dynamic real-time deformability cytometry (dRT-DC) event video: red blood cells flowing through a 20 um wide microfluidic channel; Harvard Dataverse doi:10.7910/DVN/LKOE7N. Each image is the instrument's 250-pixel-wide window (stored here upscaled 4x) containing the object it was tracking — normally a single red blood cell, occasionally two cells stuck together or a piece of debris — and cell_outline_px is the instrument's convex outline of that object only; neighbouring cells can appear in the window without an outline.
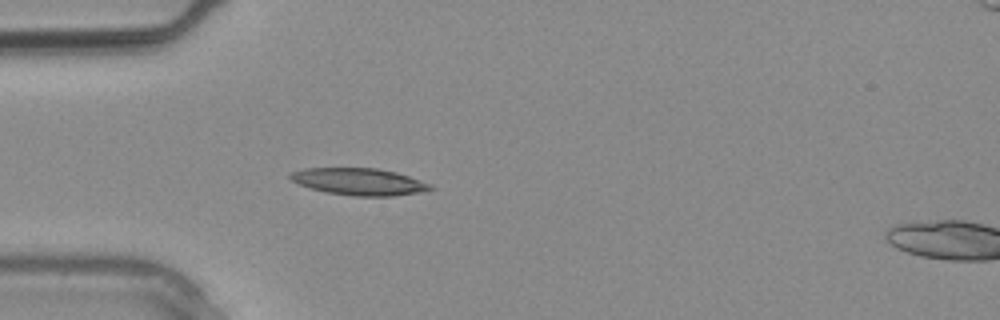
{"species": "common noctule bat (a hibernating species)", "species_latin": "Nyctalus noctula", "temperature_condition": "warm", "stored_images_in_passage": 3, "camera_frame_rate_fps": 3000, "um_per_image_px": 0.085, "animal": {"sex": "male", "body_mass_g": 20.4}, "frame": {"image": 1, "passage_image": 2, "time_ms": 0.333, "image_size_px": [1000, 320], "cell_outline_px": [[436, 188], [428, 192], [396, 196], [352, 196], [328, 192], [312, 188], [300, 184], [292, 180], [288, 176], [288, 172], [304, 168], [376, 168], [396, 172], [432, 184]], "centroid_in_image_um": [30.6, 15.45], "position_along_channel_um": 54.4, "area_um2": 22.25}}